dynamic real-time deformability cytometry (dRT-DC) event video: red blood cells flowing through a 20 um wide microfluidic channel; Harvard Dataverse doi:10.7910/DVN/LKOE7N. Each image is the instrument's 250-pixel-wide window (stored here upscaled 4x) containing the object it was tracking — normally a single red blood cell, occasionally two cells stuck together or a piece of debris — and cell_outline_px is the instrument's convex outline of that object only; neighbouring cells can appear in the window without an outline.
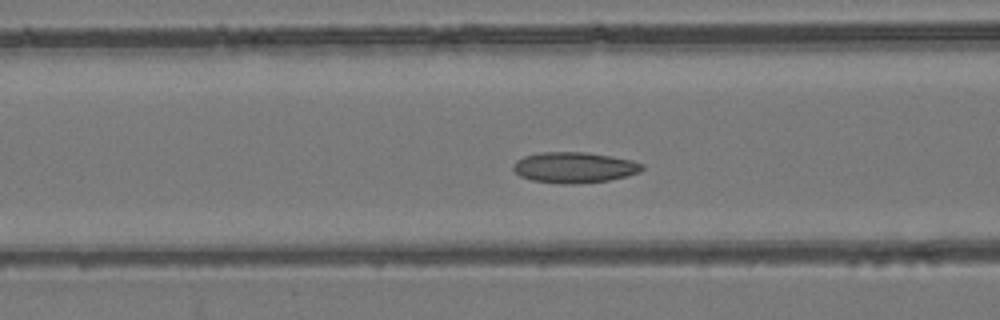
{"species": "common noctule bat (a hibernating species)", "species_latin": "Nyctalus noctula", "temperature_condition": "room temperature", "stored_images_in_passage": 55, "camera_frame_rate_fps": 3000, "um_per_image_px": 0.085, "animal": {"sex": "female", "body_mass_g": 24.6, "forearm_length_mm": 56.2}, "frame": {"image": 1, "passage_image": 22, "time_ms": 7.0, "image_size_px": [1000, 320], "cell_outline_px": [[644, 168], [640, 172], [628, 176], [608, 180], [576, 184], [560, 184], [532, 180], [520, 176], [512, 168], [512, 164], [516, 160], [524, 156], [540, 152], [588, 152], [612, 156], [632, 160], [644, 164]], "centroid_in_image_um": [48.82, 14.23], "position_along_channel_um": 117.8, "area_um2": 23.35}}
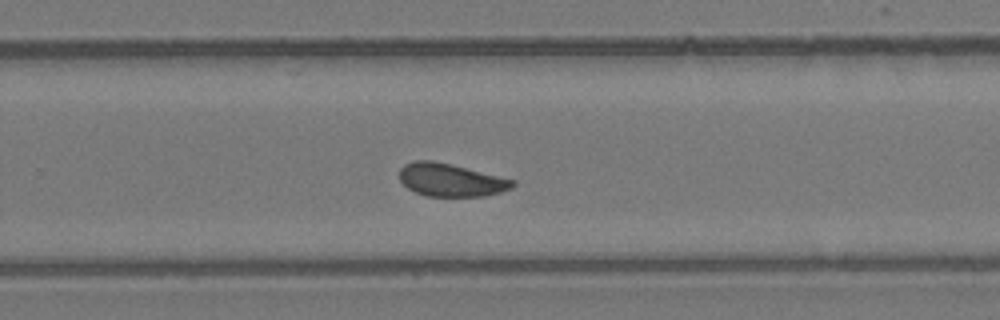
{"frame": {"image": 2, "passage_image": 36, "time_ms": 11.667, "image_size_px": [1000, 320], "cell_outline_px": [[516, 184], [512, 188], [500, 192], [484, 196], [424, 196], [408, 188], [400, 180], [400, 168], [404, 164], [416, 160], [432, 160], [516, 180]], "centroid_in_image_um": [38.32, 15.3], "position_along_channel_um": 291.5, "area_um2": 21.56}}
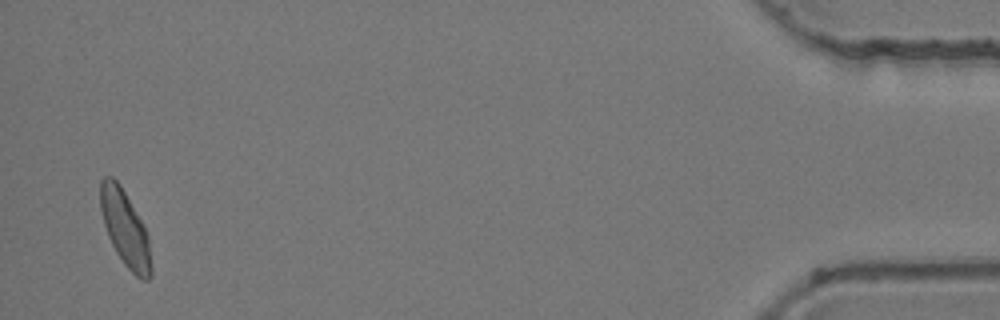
{"frame": {"image": 3, "passage_image": 54, "time_ms": 17.667, "image_size_px": [1000, 320], "cell_outline_px": [[152, 276], [148, 280], [144, 280], [136, 276], [124, 264], [116, 252], [108, 236], [104, 224], [100, 208], [100, 180], [104, 176], [112, 176], [120, 184], [144, 224], [148, 236], [152, 268]], "centroid_in_image_um": [10.64, 19.41], "position_along_channel_um": 424.6, "area_um2": 22.48}, "authors_computed_cell_mechanics": {"area_um2": 22.253, "velocity_mm_per_s": 3.7277, "shape_relaxation_time_tau1_ms": 6.8487, "shape_relaxation_time_tau2_ms": 1.7136, "deformation_change_tau1": 0.1292, "deformation_change_tau2": 0.0612}}